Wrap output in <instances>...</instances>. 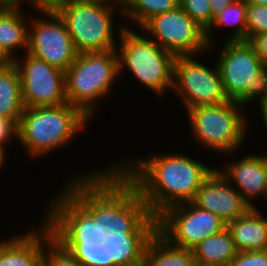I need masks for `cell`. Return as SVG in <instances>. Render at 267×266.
<instances>
[{"label":"cell","mask_w":267,"mask_h":266,"mask_svg":"<svg viewBox=\"0 0 267 266\" xmlns=\"http://www.w3.org/2000/svg\"><path fill=\"white\" fill-rule=\"evenodd\" d=\"M183 153L152 154L131 163L115 162L104 171L71 176L50 199L104 203L123 221L150 224L165 209L192 202L215 170Z\"/></svg>","instance_id":"6da1fadb"},{"label":"cell","mask_w":267,"mask_h":266,"mask_svg":"<svg viewBox=\"0 0 267 266\" xmlns=\"http://www.w3.org/2000/svg\"><path fill=\"white\" fill-rule=\"evenodd\" d=\"M46 211L42 266H116L115 214L104 203L51 200Z\"/></svg>","instance_id":"7a4b0ae2"},{"label":"cell","mask_w":267,"mask_h":266,"mask_svg":"<svg viewBox=\"0 0 267 266\" xmlns=\"http://www.w3.org/2000/svg\"><path fill=\"white\" fill-rule=\"evenodd\" d=\"M89 120L79 108L69 103L25 107L18 124V141L31 158L39 159L71 143Z\"/></svg>","instance_id":"3957f363"},{"label":"cell","mask_w":267,"mask_h":266,"mask_svg":"<svg viewBox=\"0 0 267 266\" xmlns=\"http://www.w3.org/2000/svg\"><path fill=\"white\" fill-rule=\"evenodd\" d=\"M130 28L120 24L118 30L120 45H117L116 52L119 75L126 68L145 88L159 97H165L167 89H173L176 57L160 47L150 36L145 37Z\"/></svg>","instance_id":"277c9868"},{"label":"cell","mask_w":267,"mask_h":266,"mask_svg":"<svg viewBox=\"0 0 267 266\" xmlns=\"http://www.w3.org/2000/svg\"><path fill=\"white\" fill-rule=\"evenodd\" d=\"M118 76L116 49L79 53L65 71L67 103L92 118L99 107L96 101L106 97Z\"/></svg>","instance_id":"5b68a950"},{"label":"cell","mask_w":267,"mask_h":266,"mask_svg":"<svg viewBox=\"0 0 267 266\" xmlns=\"http://www.w3.org/2000/svg\"><path fill=\"white\" fill-rule=\"evenodd\" d=\"M216 61L224 93L243 107L267 98V67L248 41H225Z\"/></svg>","instance_id":"8992f818"},{"label":"cell","mask_w":267,"mask_h":266,"mask_svg":"<svg viewBox=\"0 0 267 266\" xmlns=\"http://www.w3.org/2000/svg\"><path fill=\"white\" fill-rule=\"evenodd\" d=\"M242 105L228 100L218 105L187 109L192 139L202 148L214 153L234 154L241 148L249 123L242 113ZM243 114V115H242Z\"/></svg>","instance_id":"52a82bcc"},{"label":"cell","mask_w":267,"mask_h":266,"mask_svg":"<svg viewBox=\"0 0 267 266\" xmlns=\"http://www.w3.org/2000/svg\"><path fill=\"white\" fill-rule=\"evenodd\" d=\"M117 6L98 2L67 0L58 12L77 53L116 49L113 22Z\"/></svg>","instance_id":"ba28073f"},{"label":"cell","mask_w":267,"mask_h":266,"mask_svg":"<svg viewBox=\"0 0 267 266\" xmlns=\"http://www.w3.org/2000/svg\"><path fill=\"white\" fill-rule=\"evenodd\" d=\"M120 249L137 266H193L192 250L172 245L150 224L123 221L115 215Z\"/></svg>","instance_id":"9c48e42d"},{"label":"cell","mask_w":267,"mask_h":266,"mask_svg":"<svg viewBox=\"0 0 267 266\" xmlns=\"http://www.w3.org/2000/svg\"><path fill=\"white\" fill-rule=\"evenodd\" d=\"M150 225L172 245L189 250L227 228V223L219 216L192 202L165 209Z\"/></svg>","instance_id":"30bf717a"},{"label":"cell","mask_w":267,"mask_h":266,"mask_svg":"<svg viewBox=\"0 0 267 266\" xmlns=\"http://www.w3.org/2000/svg\"><path fill=\"white\" fill-rule=\"evenodd\" d=\"M139 30L160 47L177 56L196 55L208 51L205 30L179 6L178 8L154 15ZM153 37V38H152Z\"/></svg>","instance_id":"8fae6325"},{"label":"cell","mask_w":267,"mask_h":266,"mask_svg":"<svg viewBox=\"0 0 267 266\" xmlns=\"http://www.w3.org/2000/svg\"><path fill=\"white\" fill-rule=\"evenodd\" d=\"M173 92L179 95L186 110L229 100L224 93L217 63L214 62L212 69L197 61L194 55L175 58Z\"/></svg>","instance_id":"7c38bea8"},{"label":"cell","mask_w":267,"mask_h":266,"mask_svg":"<svg viewBox=\"0 0 267 266\" xmlns=\"http://www.w3.org/2000/svg\"><path fill=\"white\" fill-rule=\"evenodd\" d=\"M16 57L24 107L58 106L67 103L65 72L25 52Z\"/></svg>","instance_id":"4fadbf2b"},{"label":"cell","mask_w":267,"mask_h":266,"mask_svg":"<svg viewBox=\"0 0 267 266\" xmlns=\"http://www.w3.org/2000/svg\"><path fill=\"white\" fill-rule=\"evenodd\" d=\"M37 16L29 22L27 52L65 72L78 53L64 21L58 13Z\"/></svg>","instance_id":"5bb4252c"},{"label":"cell","mask_w":267,"mask_h":266,"mask_svg":"<svg viewBox=\"0 0 267 266\" xmlns=\"http://www.w3.org/2000/svg\"><path fill=\"white\" fill-rule=\"evenodd\" d=\"M192 203L219 216L226 223L234 221L251 208L217 168L199 187Z\"/></svg>","instance_id":"9a60e30c"},{"label":"cell","mask_w":267,"mask_h":266,"mask_svg":"<svg viewBox=\"0 0 267 266\" xmlns=\"http://www.w3.org/2000/svg\"><path fill=\"white\" fill-rule=\"evenodd\" d=\"M229 163L226 164L225 168H222V170L220 168L218 171L230 183L233 184L234 182L235 189H238L237 191L250 207H256L253 204V199L259 197V195L267 198L266 174L261 155L248 154Z\"/></svg>","instance_id":"2e32d148"},{"label":"cell","mask_w":267,"mask_h":266,"mask_svg":"<svg viewBox=\"0 0 267 266\" xmlns=\"http://www.w3.org/2000/svg\"><path fill=\"white\" fill-rule=\"evenodd\" d=\"M38 231L31 230L1 241L0 266H42L44 217ZM14 237V238H13Z\"/></svg>","instance_id":"e0dca14e"},{"label":"cell","mask_w":267,"mask_h":266,"mask_svg":"<svg viewBox=\"0 0 267 266\" xmlns=\"http://www.w3.org/2000/svg\"><path fill=\"white\" fill-rule=\"evenodd\" d=\"M238 252L267 250V219L257 207L227 223Z\"/></svg>","instance_id":"ac0fdd59"},{"label":"cell","mask_w":267,"mask_h":266,"mask_svg":"<svg viewBox=\"0 0 267 266\" xmlns=\"http://www.w3.org/2000/svg\"><path fill=\"white\" fill-rule=\"evenodd\" d=\"M26 18L28 17L25 16L19 5H13L0 12V47L12 60L17 57L15 52L18 49L23 48L22 50L26 52L28 49V21L30 18Z\"/></svg>","instance_id":"d6986e66"},{"label":"cell","mask_w":267,"mask_h":266,"mask_svg":"<svg viewBox=\"0 0 267 266\" xmlns=\"http://www.w3.org/2000/svg\"><path fill=\"white\" fill-rule=\"evenodd\" d=\"M196 264L202 266H228L238 250L227 228L201 241L193 249Z\"/></svg>","instance_id":"ffe728a7"},{"label":"cell","mask_w":267,"mask_h":266,"mask_svg":"<svg viewBox=\"0 0 267 266\" xmlns=\"http://www.w3.org/2000/svg\"><path fill=\"white\" fill-rule=\"evenodd\" d=\"M24 108L20 74L12 62L0 67V117L19 124Z\"/></svg>","instance_id":"44dd1931"},{"label":"cell","mask_w":267,"mask_h":266,"mask_svg":"<svg viewBox=\"0 0 267 266\" xmlns=\"http://www.w3.org/2000/svg\"><path fill=\"white\" fill-rule=\"evenodd\" d=\"M223 26L234 27L232 35L226 38L227 41H247L246 2L244 0H236L234 3L229 4L213 18L211 24L205 30L209 48L214 44L211 33L214 29Z\"/></svg>","instance_id":"7402d4cb"},{"label":"cell","mask_w":267,"mask_h":266,"mask_svg":"<svg viewBox=\"0 0 267 266\" xmlns=\"http://www.w3.org/2000/svg\"><path fill=\"white\" fill-rule=\"evenodd\" d=\"M179 6L180 0H134L122 16L131 19V22L140 28L154 15L174 10Z\"/></svg>","instance_id":"603a6c76"},{"label":"cell","mask_w":267,"mask_h":266,"mask_svg":"<svg viewBox=\"0 0 267 266\" xmlns=\"http://www.w3.org/2000/svg\"><path fill=\"white\" fill-rule=\"evenodd\" d=\"M247 41L267 32V6L246 3Z\"/></svg>","instance_id":"cb8c5ba5"},{"label":"cell","mask_w":267,"mask_h":266,"mask_svg":"<svg viewBox=\"0 0 267 266\" xmlns=\"http://www.w3.org/2000/svg\"><path fill=\"white\" fill-rule=\"evenodd\" d=\"M180 7L204 30L211 24L209 0H180Z\"/></svg>","instance_id":"d4e9b609"},{"label":"cell","mask_w":267,"mask_h":266,"mask_svg":"<svg viewBox=\"0 0 267 266\" xmlns=\"http://www.w3.org/2000/svg\"><path fill=\"white\" fill-rule=\"evenodd\" d=\"M228 266H267V250L238 252Z\"/></svg>","instance_id":"484cf974"},{"label":"cell","mask_w":267,"mask_h":266,"mask_svg":"<svg viewBox=\"0 0 267 266\" xmlns=\"http://www.w3.org/2000/svg\"><path fill=\"white\" fill-rule=\"evenodd\" d=\"M11 138L14 140L16 138V140H18V123L10 119L0 117V153L4 157L7 156L5 145L10 143L9 139Z\"/></svg>","instance_id":"4316f807"},{"label":"cell","mask_w":267,"mask_h":266,"mask_svg":"<svg viewBox=\"0 0 267 266\" xmlns=\"http://www.w3.org/2000/svg\"><path fill=\"white\" fill-rule=\"evenodd\" d=\"M29 5H32L34 10L36 9L39 15L47 13H58L67 0H25ZM21 0L17 5L21 6L25 2Z\"/></svg>","instance_id":"83f0119b"},{"label":"cell","mask_w":267,"mask_h":266,"mask_svg":"<svg viewBox=\"0 0 267 266\" xmlns=\"http://www.w3.org/2000/svg\"><path fill=\"white\" fill-rule=\"evenodd\" d=\"M248 42L254 47L262 64L267 67V32L254 35Z\"/></svg>","instance_id":"f1b7e54d"},{"label":"cell","mask_w":267,"mask_h":266,"mask_svg":"<svg viewBox=\"0 0 267 266\" xmlns=\"http://www.w3.org/2000/svg\"><path fill=\"white\" fill-rule=\"evenodd\" d=\"M236 0H209V5L211 9V22L213 18L226 6L234 3Z\"/></svg>","instance_id":"f546056e"},{"label":"cell","mask_w":267,"mask_h":266,"mask_svg":"<svg viewBox=\"0 0 267 266\" xmlns=\"http://www.w3.org/2000/svg\"><path fill=\"white\" fill-rule=\"evenodd\" d=\"M116 266H137L121 249L116 257Z\"/></svg>","instance_id":"4dcf8cb0"},{"label":"cell","mask_w":267,"mask_h":266,"mask_svg":"<svg viewBox=\"0 0 267 266\" xmlns=\"http://www.w3.org/2000/svg\"><path fill=\"white\" fill-rule=\"evenodd\" d=\"M133 1L134 0H113V5L114 6L118 5L117 7H118V10L121 12L120 13V16H121L123 15V12L132 4Z\"/></svg>","instance_id":"1f68e13d"},{"label":"cell","mask_w":267,"mask_h":266,"mask_svg":"<svg viewBox=\"0 0 267 266\" xmlns=\"http://www.w3.org/2000/svg\"><path fill=\"white\" fill-rule=\"evenodd\" d=\"M258 107H260L259 109L261 111V116L263 117V124L264 126L266 127L265 129L267 130V98L265 100H263L259 105ZM266 134H267V131H266Z\"/></svg>","instance_id":"d6a6232c"},{"label":"cell","mask_w":267,"mask_h":266,"mask_svg":"<svg viewBox=\"0 0 267 266\" xmlns=\"http://www.w3.org/2000/svg\"><path fill=\"white\" fill-rule=\"evenodd\" d=\"M13 60L0 47V67H4L12 63Z\"/></svg>","instance_id":"836d02e7"},{"label":"cell","mask_w":267,"mask_h":266,"mask_svg":"<svg viewBox=\"0 0 267 266\" xmlns=\"http://www.w3.org/2000/svg\"><path fill=\"white\" fill-rule=\"evenodd\" d=\"M13 5L10 0H0V12L11 8Z\"/></svg>","instance_id":"e575fe53"},{"label":"cell","mask_w":267,"mask_h":266,"mask_svg":"<svg viewBox=\"0 0 267 266\" xmlns=\"http://www.w3.org/2000/svg\"><path fill=\"white\" fill-rule=\"evenodd\" d=\"M76 1H82V2H98V3H104L108 5H113V0H76Z\"/></svg>","instance_id":"d590c367"},{"label":"cell","mask_w":267,"mask_h":266,"mask_svg":"<svg viewBox=\"0 0 267 266\" xmlns=\"http://www.w3.org/2000/svg\"><path fill=\"white\" fill-rule=\"evenodd\" d=\"M246 3H253L257 5H265L267 6V0H244Z\"/></svg>","instance_id":"8d00e7d4"},{"label":"cell","mask_w":267,"mask_h":266,"mask_svg":"<svg viewBox=\"0 0 267 266\" xmlns=\"http://www.w3.org/2000/svg\"><path fill=\"white\" fill-rule=\"evenodd\" d=\"M262 160H263V165H264V170L266 174V182H267V154H262Z\"/></svg>","instance_id":"74e56055"},{"label":"cell","mask_w":267,"mask_h":266,"mask_svg":"<svg viewBox=\"0 0 267 266\" xmlns=\"http://www.w3.org/2000/svg\"><path fill=\"white\" fill-rule=\"evenodd\" d=\"M6 161V157H4L1 153H0V168L5 166ZM4 164V165H3Z\"/></svg>","instance_id":"f35d334b"},{"label":"cell","mask_w":267,"mask_h":266,"mask_svg":"<svg viewBox=\"0 0 267 266\" xmlns=\"http://www.w3.org/2000/svg\"><path fill=\"white\" fill-rule=\"evenodd\" d=\"M14 5H17L21 0H10Z\"/></svg>","instance_id":"ab89813d"},{"label":"cell","mask_w":267,"mask_h":266,"mask_svg":"<svg viewBox=\"0 0 267 266\" xmlns=\"http://www.w3.org/2000/svg\"><path fill=\"white\" fill-rule=\"evenodd\" d=\"M0 265H1V241H0Z\"/></svg>","instance_id":"60d3db41"}]
</instances>
